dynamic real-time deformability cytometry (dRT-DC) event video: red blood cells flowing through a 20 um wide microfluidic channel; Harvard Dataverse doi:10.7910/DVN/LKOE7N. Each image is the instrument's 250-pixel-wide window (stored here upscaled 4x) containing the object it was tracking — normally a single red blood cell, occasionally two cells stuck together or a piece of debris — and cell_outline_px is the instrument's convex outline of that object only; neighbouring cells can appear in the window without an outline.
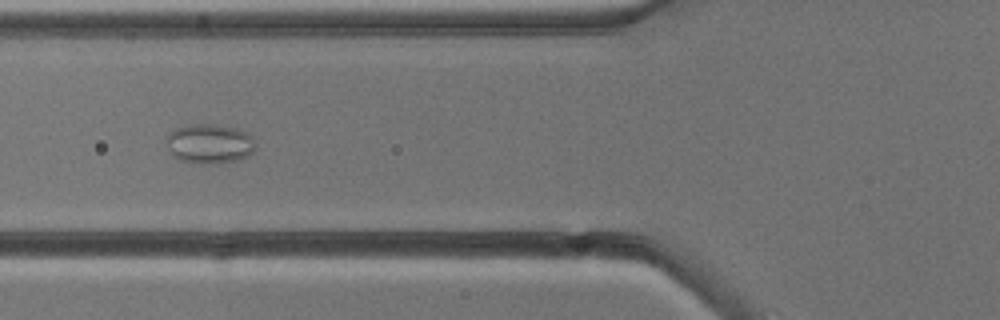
{"species": "common noctule bat (a hibernating species)", "species_latin": "Nyctalus noctula", "temperature_condition": "cold", "stored_images_in_passage": 7, "camera_frame_rate_fps": 3000, "um_per_image_px": 0.085, "animal": {"sex": "male", "body_mass_g": 13.3}, "frame": {"image": 1, "passage_image": 5, "time_ms": 4.667, "image_size_px": [1000, 320], "cell_outline_px": [[256, 148], [248, 156], [236, 160], [208, 164], [200, 164], [180, 160], [172, 156], [168, 140], [168, 136], [176, 128], [192, 124], [212, 124], [236, 128], [252, 136], [256, 140]], "centroid_in_image_um": [17.86, 12.22], "position_along_channel_um": 107.9, "area_um2": 20.35}}
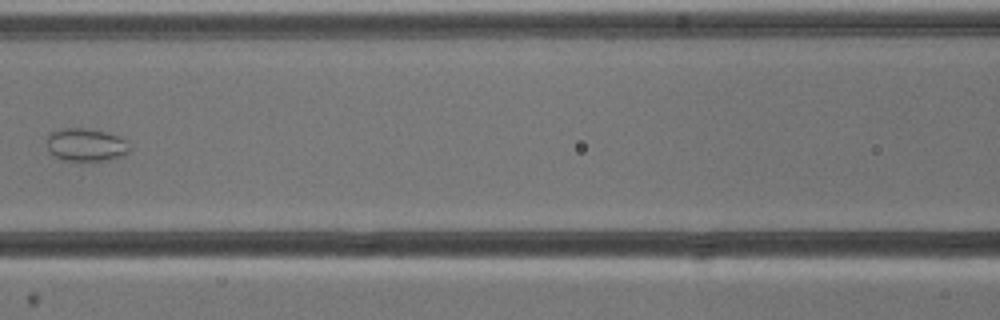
{"frame": {"image": 2, "passage_image": 6, "time_ms": 6.0, "image_size_px": [1000, 320], "cell_outline_px": [[128, 152], [124, 156], [108, 160], [60, 160], [48, 148], [48, 136], [52, 132], [64, 128], [80, 128], [104, 132], [120, 136], [128, 140]], "centroid_in_image_um": [7.35, 12.31], "position_along_channel_um": 159.2, "area_um2": 15.61}}